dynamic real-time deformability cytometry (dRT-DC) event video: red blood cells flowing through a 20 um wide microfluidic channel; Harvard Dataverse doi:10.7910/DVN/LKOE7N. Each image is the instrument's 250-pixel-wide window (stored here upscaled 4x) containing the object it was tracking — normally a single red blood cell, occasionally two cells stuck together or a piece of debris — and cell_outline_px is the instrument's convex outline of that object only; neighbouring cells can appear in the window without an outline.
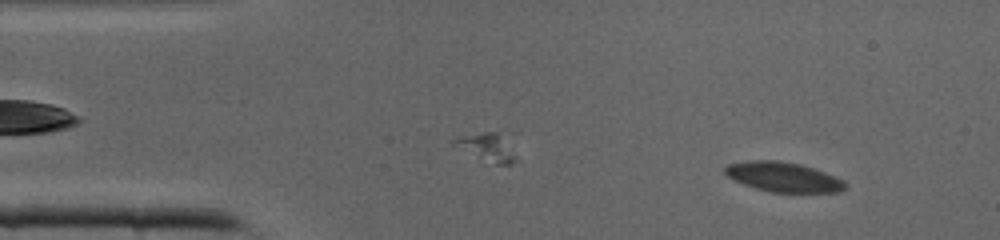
{"species": "common noctule bat (a hibernating species)", "species_latin": "Nyctalus noctula", "temperature_condition": "cold", "stored_images_in_passage": 44, "camera_frame_rate_fps": 3000, "um_per_image_px": 0.085, "animal": {"sex": "male", "body_mass_g": 19.0, "forearm_length_mm": 50.8}, "frame": {"image": 1, "passage_image": 4, "time_ms": 1.0, "image_size_px": [1000, 240], "cell_outline_px": [[844, 188], [836, 192], [772, 192], [756, 188], [744, 184], [728, 176], [724, 172], [724, 168], [728, 164], [756, 160], [772, 160], [796, 164], [812, 168], [832, 176], [840, 180], [844, 184]], "centroid_in_image_um": [66.51, 15.05], "position_along_channel_um": 18.5, "area_um2": 19.94}}
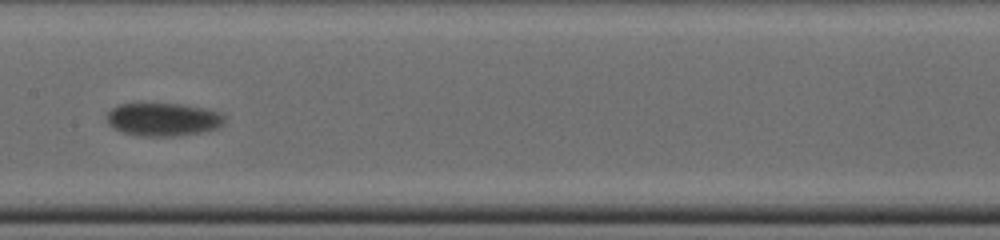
{"frame": {"image": 2, "passage_image": 21, "time_ms": 6.667, "image_size_px": [1000, 240], "cell_outline_px": [[224, 120], [216, 128], [200, 132], [176, 136], [144, 136], [124, 132], [108, 124], [108, 112], [112, 108], [120, 104], [176, 104], [200, 108], [216, 112], [224, 116]], "centroid_in_image_um": [13.83, 10.16], "position_along_channel_um": 193.6, "area_um2": 21.96}}
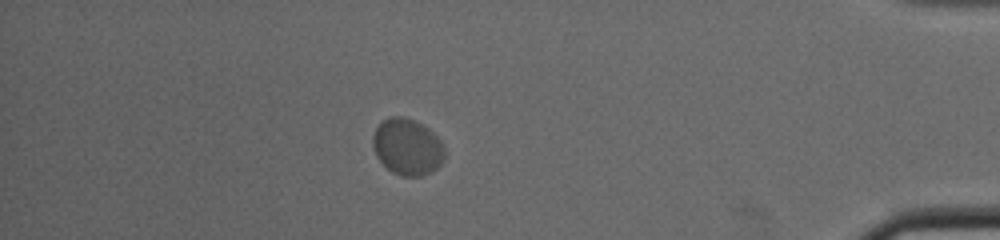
{"frame": {"image": 3, "passage_image": 38, "time_ms": 12.333, "image_size_px": [1000, 240], "cell_outline_px": [[444, 160], [436, 168], [420, 176], [400, 176], [392, 172], [376, 156], [372, 144], [372, 136], [376, 128], [388, 116], [400, 116], [412, 120], [428, 128], [444, 144]], "centroid_in_image_um": [34.61, 12.48], "position_along_channel_um": 400.6, "area_um2": 23.41}}